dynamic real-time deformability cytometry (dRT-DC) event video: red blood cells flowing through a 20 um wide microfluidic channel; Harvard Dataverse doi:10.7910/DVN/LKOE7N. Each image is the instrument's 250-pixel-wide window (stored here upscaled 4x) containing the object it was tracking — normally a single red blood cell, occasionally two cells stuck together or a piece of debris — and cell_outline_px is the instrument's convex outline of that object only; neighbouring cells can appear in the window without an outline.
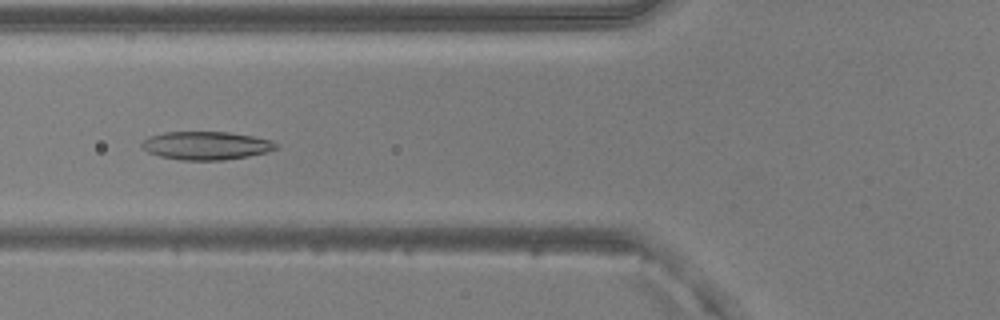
{"species": "common noctule bat (a hibernating species)", "species_latin": "Nyctalus noctula", "temperature_condition": "warm", "stored_images_in_passage": 47, "camera_frame_rate_fps": 3000, "um_per_image_px": 0.085, "animal": {"sex": "male", "body_mass_g": 20.5, "forearm_length_mm": 52.5}, "frame": {"image": 1, "passage_image": 16, "time_ms": 5.0, "image_size_px": [1000, 320], "cell_outline_px": [[280, 144], [276, 148], [268, 152], [248, 156], [224, 160], [180, 160], [160, 156], [148, 152], [140, 144], [148, 136], [164, 132], [228, 132], [252, 136], [272, 140]], "centroid_in_image_um": [17.54, 12.37], "position_along_channel_um": 108.3, "area_um2": 22.14}}
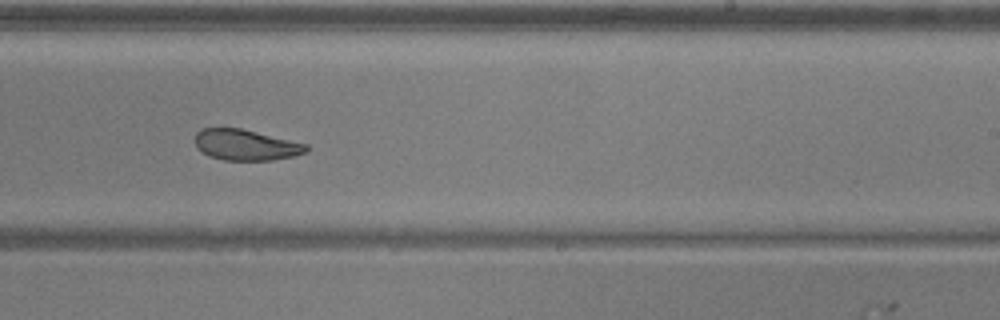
{"frame": {"image": 2, "passage_image": 28, "time_ms": 9.0, "image_size_px": [1000, 320], "cell_outline_px": [[308, 152], [292, 156], [272, 160], [224, 160], [208, 156], [196, 148], [196, 132], [200, 128], [240, 128], [308, 144]], "centroid_in_image_um": [20.88, 12.32], "position_along_channel_um": 268.1, "area_um2": 20.0}}
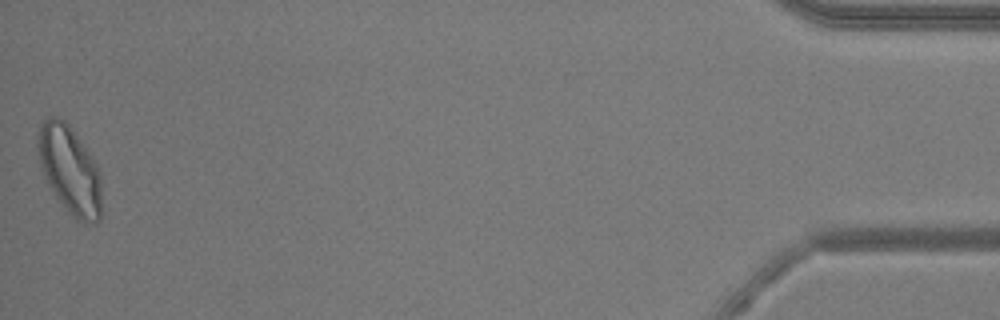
{"frame": {"image": 3, "passage_image": 47, "time_ms": 15.333, "image_size_px": [1000, 320], "cell_outline_px": [[100, 220], [96, 224], [84, 224], [76, 220], [68, 212], [44, 180], [40, 168], [36, 144], [36, 132], [40, 124], [48, 116], [60, 116], [68, 124], [92, 156], [100, 172]], "centroid_in_image_um": [5.88, 14.43], "position_along_channel_um": 429.3, "area_um2": 33.29}, "authors_computed_cell_mechanics": {"area_um2": 23.8714, "velocity_mm_per_s": 3.9932, "shape_relaxation_time_tau1_ms": 4.5405, "shape_relaxation_time_tau2_ms": 3.011, "deformation_change_tau1": 0.133, "deformation_change_tau2": 0.0825}}